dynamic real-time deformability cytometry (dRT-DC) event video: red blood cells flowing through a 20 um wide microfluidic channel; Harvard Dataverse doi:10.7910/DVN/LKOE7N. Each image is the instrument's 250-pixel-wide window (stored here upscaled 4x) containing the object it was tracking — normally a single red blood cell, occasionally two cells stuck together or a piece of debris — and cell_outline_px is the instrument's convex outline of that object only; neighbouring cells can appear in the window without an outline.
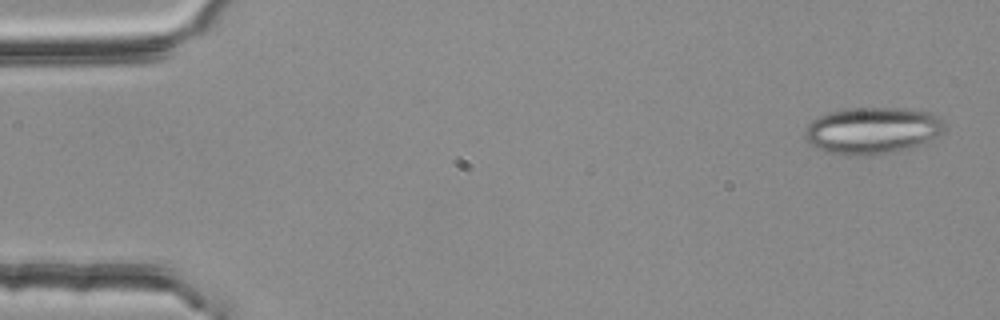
{"species": "common noctule bat (a hibernating species)", "species_latin": "Nyctalus noctula", "temperature_condition": "room temperature", "stored_images_in_passage": 3, "camera_frame_rate_fps": 3000, "um_per_image_px": 0.085, "animal": {"sex": "female", "body_mass_g": 25.1}, "frame": {"image": 1, "passage_image": 1, "time_ms": 0.0, "image_size_px": [1000, 320], "cell_outline_px": [[944, 132], [936, 136], [908, 148], [896, 152], [824, 152], [808, 144], [804, 140], [804, 132], [808, 124], [812, 120], [828, 112], [844, 108], [908, 108], [928, 112], [936, 116], [940, 120], [944, 128]], "centroid_in_image_um": [74.09, 11.04], "position_along_channel_um": 10.9, "area_um2": 36.99}}